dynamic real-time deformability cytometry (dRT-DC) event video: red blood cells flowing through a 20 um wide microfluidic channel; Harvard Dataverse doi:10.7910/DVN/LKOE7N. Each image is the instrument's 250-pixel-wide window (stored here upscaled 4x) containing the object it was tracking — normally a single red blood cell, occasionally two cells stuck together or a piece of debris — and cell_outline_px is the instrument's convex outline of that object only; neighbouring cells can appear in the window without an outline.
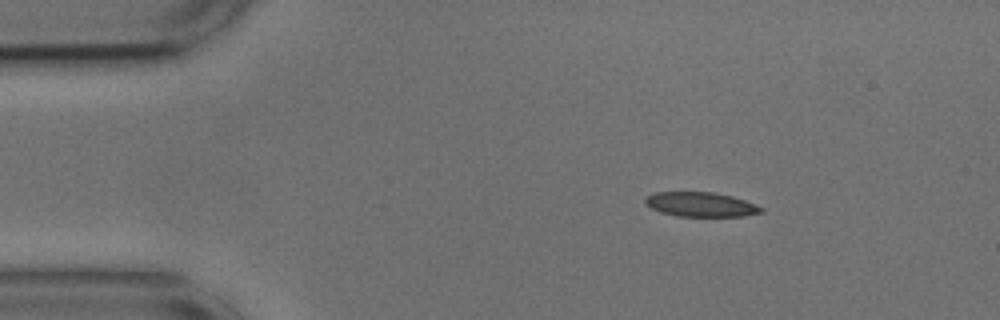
{"species": "common noctule bat (a hibernating species)", "species_latin": "Nyctalus noctula", "temperature_condition": "cold", "stored_images_in_passage": 48, "camera_frame_rate_fps": 3000, "um_per_image_px": 0.085, "animal": {"sex": "male", "body_mass_g": 17.9, "forearm_length_mm": 54.2}, "frame": {"image": 1, "passage_image": 1, "time_ms": 0.0, "image_size_px": [1000, 320], "cell_outline_px": [[764, 212], [744, 216], [676, 216], [660, 212], [644, 204], [644, 200], [652, 192], [712, 192], [732, 196], [756, 204], [764, 208]], "centroid_in_image_um": [59.57, 17.38], "position_along_channel_um": 25.4, "area_um2": 16.65}}
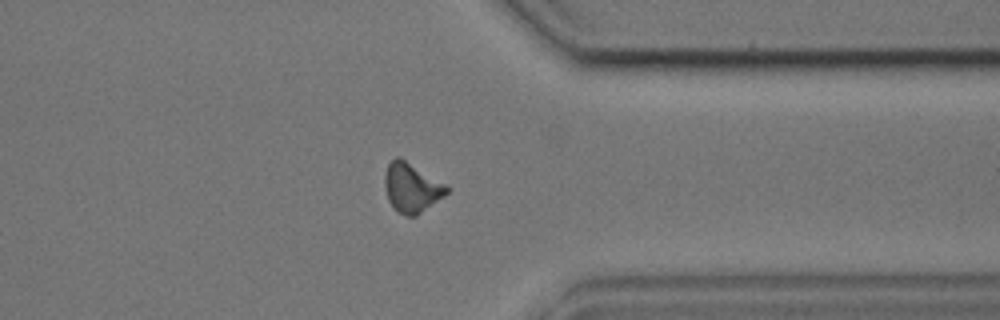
{"frame": {"image": 2, "passage_image": 35, "time_ms": 11.333, "image_size_px": [1000, 320], "cell_outline_px": [[448, 192], [444, 196], [416, 216], [408, 216], [396, 212], [392, 208], [388, 200], [384, 184], [384, 176], [388, 164], [396, 156], [400, 156], [444, 184], [448, 188]], "centroid_in_image_um": [34.94, 15.96], "position_along_channel_um": 376.5, "area_um2": 17.74}}
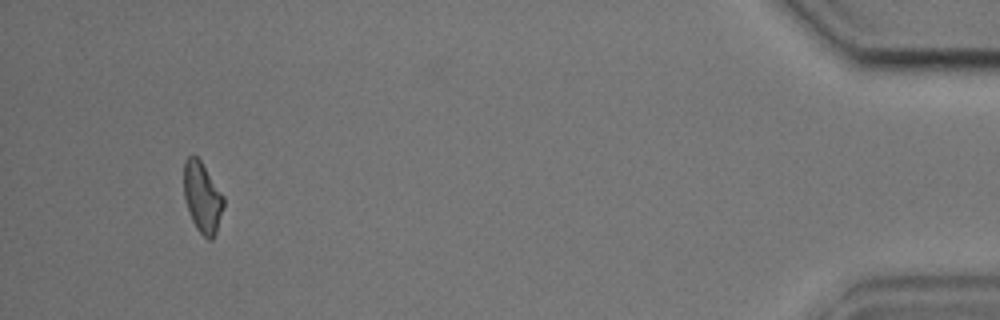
{"frame": {"image": 3, "passage_image": 44, "time_ms": 14.333, "image_size_px": [1000, 320], "cell_outline_px": [[224, 204], [216, 232], [212, 240], [208, 240], [196, 228], [192, 220], [184, 196], [184, 160], [188, 156], [196, 156], [200, 160], [224, 196]], "centroid_in_image_um": [17.2, 16.77], "position_along_channel_um": 418.0, "area_um2": 16.13}}